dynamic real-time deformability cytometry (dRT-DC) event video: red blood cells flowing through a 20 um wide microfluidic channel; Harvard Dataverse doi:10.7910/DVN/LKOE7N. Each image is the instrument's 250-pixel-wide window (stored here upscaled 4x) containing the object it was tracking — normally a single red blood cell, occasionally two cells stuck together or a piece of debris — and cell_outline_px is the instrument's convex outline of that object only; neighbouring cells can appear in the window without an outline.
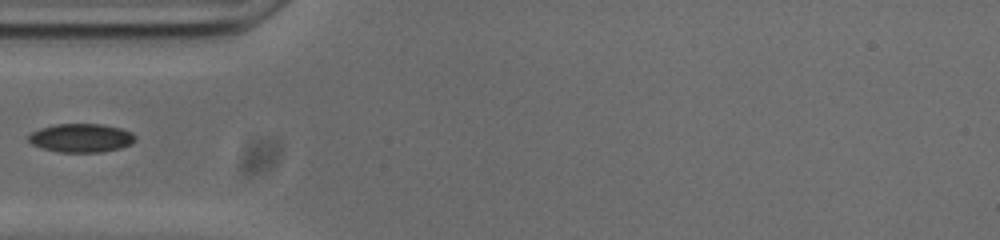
{"species": "common noctule bat (a hibernating species)", "species_latin": "Nyctalus noctula", "temperature_condition": "cold", "stored_images_in_passage": 38, "camera_frame_rate_fps": 3000, "um_per_image_px": 0.085, "animal": {"sex": "male", "body_mass_g": 20.0, "forearm_length_mm": 53.3}, "frame": {"image": 1, "passage_image": 1, "time_ms": 0.0, "image_size_px": [1000, 240], "cell_outline_px": [[136, 140], [132, 144], [120, 148], [100, 152], [60, 152], [44, 148], [32, 144], [28, 140], [28, 136], [32, 132], [40, 128], [56, 124], [104, 124], [120, 128], [132, 132], [136, 136]], "centroid_in_image_um": [6.93, 11.72], "position_along_channel_um": 78.1, "area_um2": 17.8}}
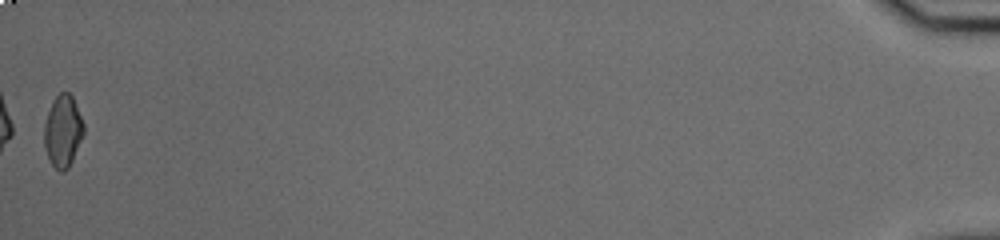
{"frame": {"image": 2, "passage_image": 38, "time_ms": 12.333, "image_size_px": [1000, 240], "cell_outline_px": [[84, 132], [72, 160], [68, 168], [64, 172], [60, 172], [52, 164], [44, 148], [44, 124], [52, 100], [60, 92], [68, 92], [72, 96], [84, 124]], "centroid_in_image_um": [5.33, 11.14], "position_along_channel_um": 429.9, "area_um2": 16.42}}